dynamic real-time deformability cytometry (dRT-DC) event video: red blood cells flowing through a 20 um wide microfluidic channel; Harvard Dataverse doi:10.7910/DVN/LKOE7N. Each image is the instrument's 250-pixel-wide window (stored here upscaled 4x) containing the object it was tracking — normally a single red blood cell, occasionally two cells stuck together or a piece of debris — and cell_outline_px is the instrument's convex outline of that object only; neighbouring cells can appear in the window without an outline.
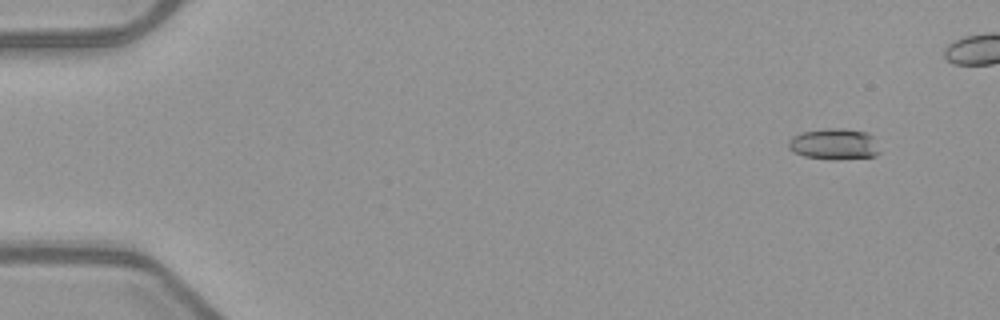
{"species": "common noctule bat (a hibernating species)", "species_latin": "Nyctalus noctula", "temperature_condition": "warm", "stored_images_in_passage": 44, "camera_frame_rate_fps": 3000, "um_per_image_px": 0.085, "animal": {"sex": "female", "body_mass_g": 21.9}, "frame": {"image": 1, "passage_image": 1, "time_ms": 0.0, "image_size_px": [1000, 320], "cell_outline_px": [[880, 152], [876, 156], [836, 160], [832, 160], [804, 156], [788, 148], [788, 140], [792, 136], [804, 132], [828, 128], [844, 128], [868, 132], [872, 136]], "centroid_in_image_um": [70.92, 12.25], "position_along_channel_um": 14.1, "area_um2": 16.59}}
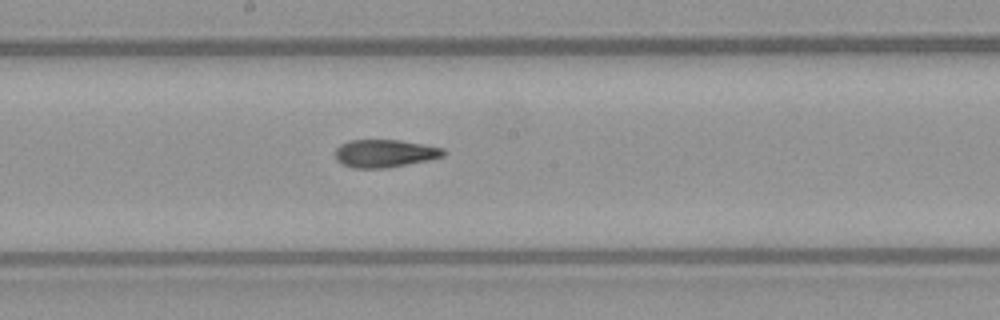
{"frame": {"image": 2, "passage_image": 26, "time_ms": 8.333, "image_size_px": [1000, 320], "cell_outline_px": [[448, 152], [444, 156], [428, 160], [388, 168], [352, 168], [336, 160], [336, 148], [340, 144], [348, 140], [400, 140], [424, 144], [444, 148]], "centroid_in_image_um": [32.73, 13.03], "position_along_channel_um": 215.5, "area_um2": 17.69}}
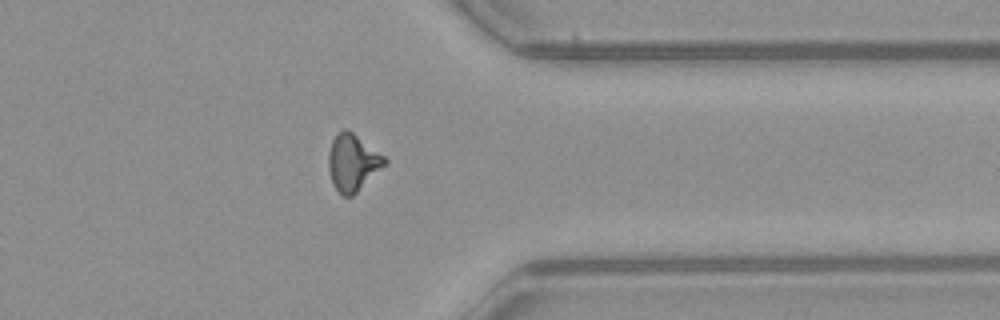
{"frame": {"image": 3, "passage_image": 39, "time_ms": 12.667, "image_size_px": [1000, 320], "cell_outline_px": [[388, 164], [352, 196], [344, 196], [332, 184], [328, 168], [328, 152], [332, 140], [344, 128], [348, 128], [384, 156], [388, 160]], "centroid_in_image_um": [29.99, 13.81], "position_along_channel_um": 381.4, "area_um2": 18.67}}